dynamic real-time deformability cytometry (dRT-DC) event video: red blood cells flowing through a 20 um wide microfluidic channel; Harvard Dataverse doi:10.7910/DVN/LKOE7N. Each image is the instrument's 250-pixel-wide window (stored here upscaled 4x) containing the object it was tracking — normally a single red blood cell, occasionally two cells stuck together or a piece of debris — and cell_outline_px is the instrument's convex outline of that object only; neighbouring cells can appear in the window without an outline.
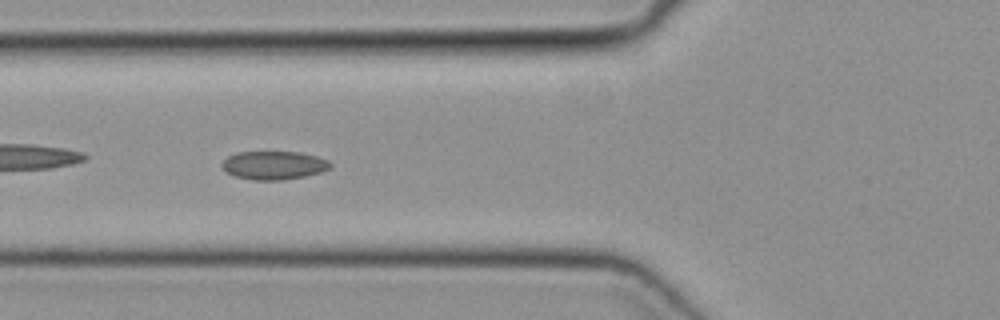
{"species": "common noctule bat (a hibernating species)", "species_latin": "Nyctalus noctula", "temperature_condition": "cold", "stored_images_in_passage": 37, "camera_frame_rate_fps": 3000, "um_per_image_px": 0.085, "animal": {"sex": "female", "body_mass_g": 19.3, "forearm_length_mm": 54.1}, "frame": {"image": 1, "passage_image": 5, "time_ms": 1.333, "image_size_px": [1000, 320], "cell_outline_px": [[332, 168], [320, 172], [304, 176], [284, 180], [252, 180], [236, 176], [228, 172], [220, 164], [228, 156], [236, 152], [300, 152], [316, 156], [328, 160], [332, 164]], "centroid_in_image_um": [23.3, 14.04], "position_along_channel_um": 102.5, "area_um2": 17.92}}
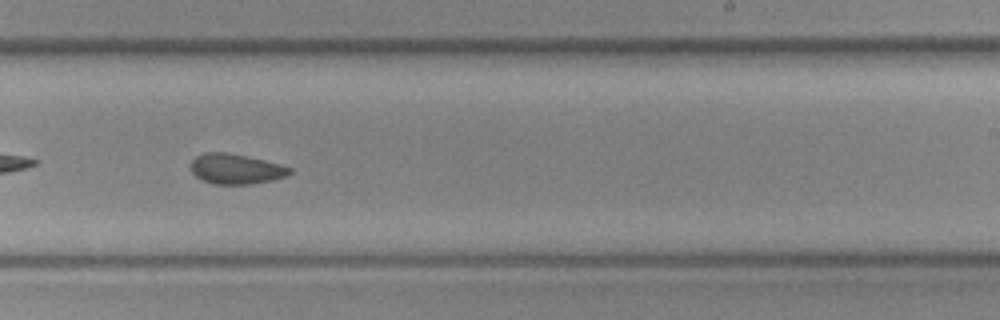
{"frame": {"image": 2, "passage_image": 17, "time_ms": 5.333, "image_size_px": [1000, 320], "cell_outline_px": [[292, 172], [288, 176], [272, 180], [252, 184], [212, 184], [200, 180], [192, 172], [192, 160], [196, 156], [204, 152], [228, 152], [264, 160], [292, 168]], "centroid_in_image_um": [20.05, 14.36], "position_along_channel_um": 269.0, "area_um2": 17.46}}
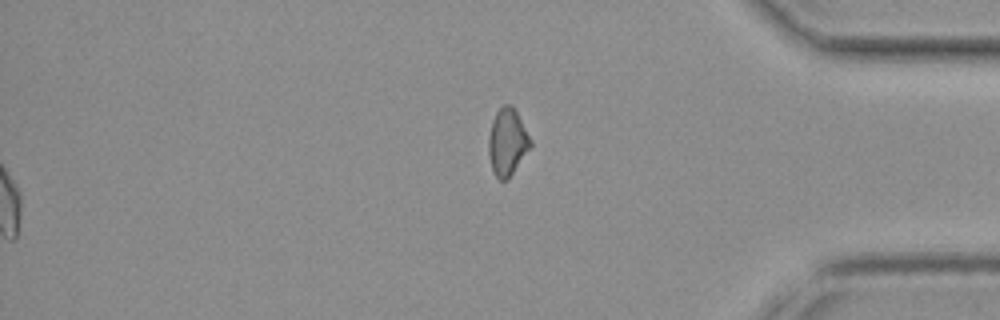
{"frame": {"image": 3, "passage_image": 37, "time_ms": 12.0, "image_size_px": [1000, 320], "cell_outline_px": [[532, 144], [508, 180], [500, 180], [496, 176], [492, 168], [488, 152], [488, 136], [492, 120], [496, 112], [504, 104], [512, 104], [532, 140]], "centroid_in_image_um": [43.11, 12.06], "position_along_channel_um": 392.1, "area_um2": 16.3}}